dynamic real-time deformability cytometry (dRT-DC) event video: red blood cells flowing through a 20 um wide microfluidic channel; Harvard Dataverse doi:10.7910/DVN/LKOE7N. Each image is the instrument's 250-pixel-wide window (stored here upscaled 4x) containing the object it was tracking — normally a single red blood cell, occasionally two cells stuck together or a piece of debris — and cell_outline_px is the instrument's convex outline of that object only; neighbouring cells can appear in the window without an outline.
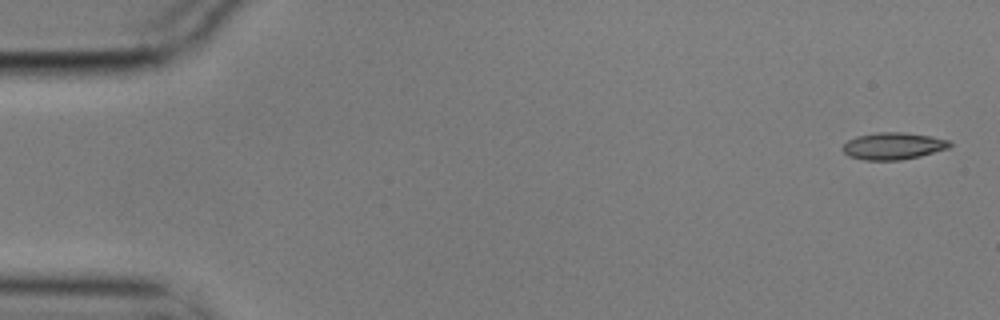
{"species": "common noctule bat (a hibernating species)", "species_latin": "Nyctalus noctula", "temperature_condition": "cold", "stored_images_in_passage": 5, "camera_frame_rate_fps": 3000, "um_per_image_px": 0.085, "animal": {"sex": "male", "body_mass_g": 17.9}, "frame": {"image": 1, "passage_image": 1, "time_ms": 0.0, "image_size_px": [1000, 320], "cell_outline_px": [[952, 144], [948, 148], [920, 156], [900, 160], [864, 160], [848, 156], [840, 148], [848, 140], [856, 136], [876, 132], [900, 132], [928, 136], [948, 140]], "centroid_in_image_um": [75.86, 12.41], "position_along_channel_um": 9.1, "area_um2": 16.76}}